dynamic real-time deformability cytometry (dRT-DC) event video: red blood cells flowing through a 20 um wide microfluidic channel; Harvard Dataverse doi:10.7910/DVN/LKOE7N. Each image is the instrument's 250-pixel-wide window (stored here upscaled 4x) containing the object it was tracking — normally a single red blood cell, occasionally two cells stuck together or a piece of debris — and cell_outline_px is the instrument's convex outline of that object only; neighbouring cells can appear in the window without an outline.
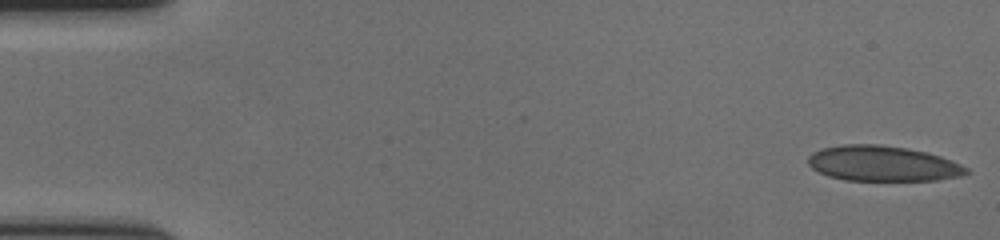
{"species": "human", "species_latin": "Homo sapiens", "temperature_condition": "cold", "stored_images_in_passage": 57, "camera_frame_rate_fps": 3000, "um_per_image_px": 0.085, "donor": {"sex": "female"}, "frame": {"image": 1, "passage_image": 1, "time_ms": 0.0, "image_size_px": [1000, 240], "cell_outline_px": [[968, 172], [960, 176], [936, 180], [844, 180], [828, 176], [812, 168], [808, 164], [808, 156], [812, 152], [824, 148], [844, 144], [880, 144], [908, 148], [928, 152], [952, 160], [968, 168]], "centroid_in_image_um": [75.03, 13.89], "position_along_channel_um": 10.0, "area_um2": 32.6}}
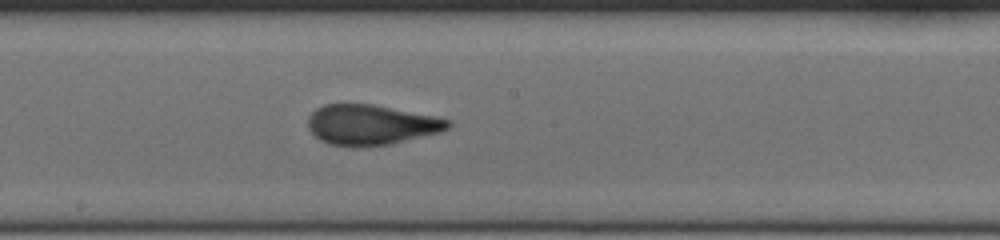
{"frame": {"image": 2, "passage_image": 31, "time_ms": 10.0, "image_size_px": [1000, 240], "cell_outline_px": [[452, 124], [448, 128], [440, 132], [392, 144], [360, 148], [352, 148], [328, 144], [320, 140], [308, 128], [308, 116], [316, 108], [324, 104], [372, 104], [452, 120]], "centroid_in_image_um": [31.51, 10.63], "position_along_channel_um": 216.7, "area_um2": 33.06}}
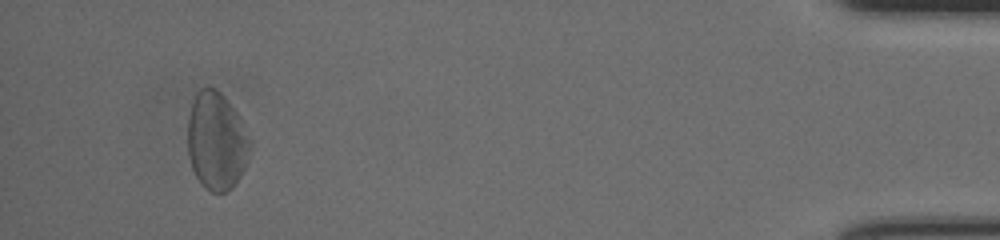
{"frame": {"image": 3, "passage_image": 54, "time_ms": 17.667, "image_size_px": [1000, 240], "cell_outline_px": [[248, 144], [244, 168], [240, 176], [232, 188], [228, 192], [212, 192], [200, 184], [192, 168], [188, 152], [188, 120], [192, 100], [196, 92], [200, 88], [216, 88], [220, 92], [236, 112]], "centroid_in_image_um": [18.32, 12.0], "position_along_channel_um": 416.9, "area_um2": 34.56}, "authors_computed_cell_mechanics": {"area_um2": 33.2928, "velocity_mm_per_s": 3.5392, "shape_relaxation_time_tau1_ms": 8.4095, "shape_relaxation_time_tau2_ms": 0.974, "deformation_change_tau1": 0.1918, "deformation_change_tau2": 0.0761}}